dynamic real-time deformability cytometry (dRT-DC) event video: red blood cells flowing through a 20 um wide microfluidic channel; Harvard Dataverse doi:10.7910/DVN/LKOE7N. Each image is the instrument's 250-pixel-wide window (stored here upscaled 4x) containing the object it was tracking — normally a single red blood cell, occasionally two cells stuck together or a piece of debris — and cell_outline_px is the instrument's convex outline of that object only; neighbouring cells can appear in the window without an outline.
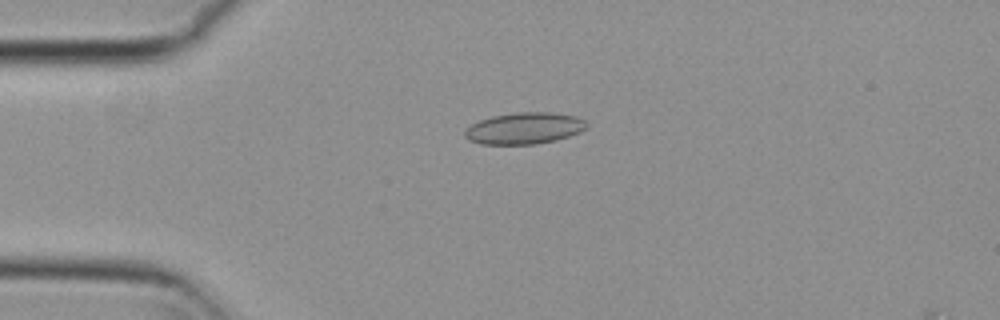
{"species": "common noctule bat (a hibernating species)", "species_latin": "Nyctalus noctula", "temperature_condition": "cold", "stored_images_in_passage": 45, "camera_frame_rate_fps": 3000, "um_per_image_px": 0.085, "animal": {"sex": "female", "body_mass_g": 29.2, "forearm_length_mm": 56.3}, "frame": {"image": 1, "passage_image": 3, "time_ms": 0.667, "image_size_px": [1000, 320], "cell_outline_px": [[588, 128], [580, 132], [556, 140], [536, 144], [480, 144], [468, 140], [464, 136], [464, 128], [480, 120], [492, 116], [516, 112], [552, 112], [576, 116], [584, 120], [588, 124]], "centroid_in_image_um": [44.56, 10.9], "position_along_channel_um": 40.4, "area_um2": 22.6}}
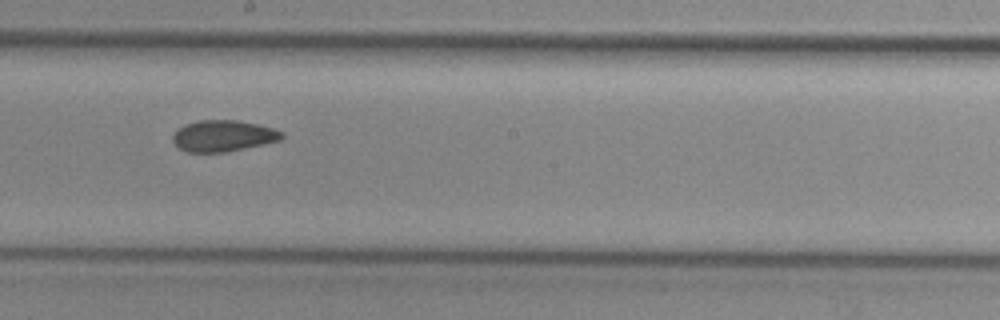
{"frame": {"image": 2, "passage_image": 20, "time_ms": 6.333, "image_size_px": [1000, 320], "cell_outline_px": [[284, 136], [280, 140], [224, 152], [188, 152], [180, 148], [172, 140], [172, 136], [176, 128], [184, 124], [200, 120], [240, 120], [260, 124], [284, 132]], "centroid_in_image_um": [18.95, 11.53], "position_along_channel_um": 229.2, "area_um2": 19.88}}
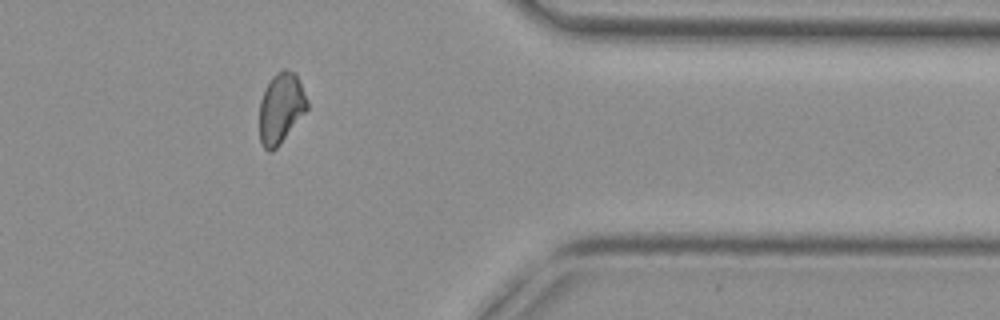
{"frame": {"image": 3, "passage_image": 34, "time_ms": 11.0, "image_size_px": [1000, 320], "cell_outline_px": [[308, 108], [280, 144], [272, 152], [268, 152], [264, 148], [260, 140], [260, 100], [264, 88], [272, 76], [276, 72], [284, 68], [288, 68], [296, 72], [308, 100]], "centroid_in_image_um": [23.88, 9.15], "position_along_channel_um": 387.5, "area_um2": 19.83}}